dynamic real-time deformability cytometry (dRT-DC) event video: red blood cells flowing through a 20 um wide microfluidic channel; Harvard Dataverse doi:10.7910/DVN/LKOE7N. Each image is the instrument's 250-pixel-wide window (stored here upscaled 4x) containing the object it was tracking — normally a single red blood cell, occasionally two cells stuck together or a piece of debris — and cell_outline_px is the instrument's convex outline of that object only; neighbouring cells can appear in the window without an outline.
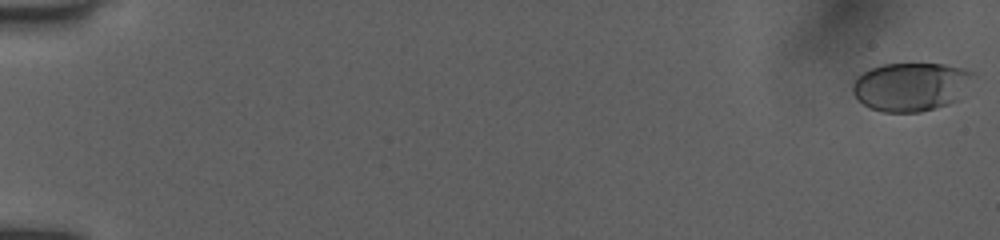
{"species": "human", "species_latin": "Homo sapiens", "temperature_condition": "room temperature", "stored_images_in_passage": 23, "camera_frame_rate_fps": 3000, "um_per_image_px": 0.085, "donor": {"sex": "female"}, "frame": {"image": 1, "passage_image": 1, "time_ms": 0.0, "image_size_px": [1000, 240], "cell_outline_px": [[976, 76], [956, 100], [948, 104], [936, 108], [920, 112], [884, 112], [868, 108], [852, 92], [852, 84], [864, 72], [872, 68], [884, 64], [944, 64], [964, 68], [972, 72]], "centroid_in_image_um": [77.45, 7.37], "position_along_channel_um": 7.6, "area_um2": 33.93}}
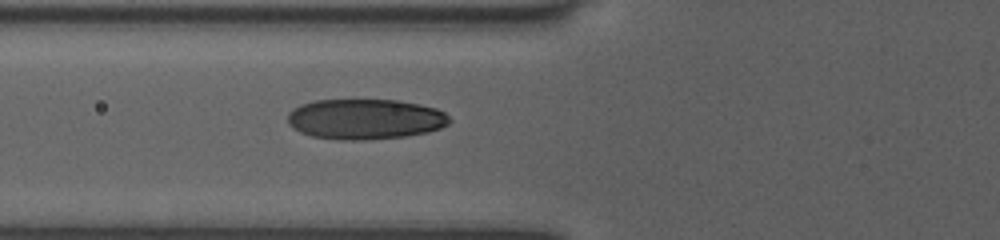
{"frame": {"image": 2, "passage_image": 16, "time_ms": 7.0, "image_size_px": [1000, 240], "cell_outline_px": [[452, 120], [448, 124], [440, 128], [428, 132], [404, 136], [364, 140], [336, 140], [312, 136], [300, 132], [292, 128], [288, 124], [288, 112], [292, 108], [300, 104], [316, 100], [400, 100], [420, 104], [436, 108], [444, 112]], "centroid_in_image_um": [31.02, 10.12], "position_along_channel_um": 94.8, "area_um2": 38.38}}
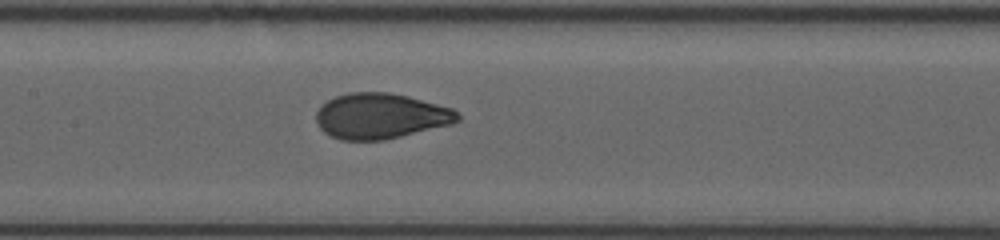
{"frame": {"image": 3, "passage_image": 23, "time_ms": 9.0, "image_size_px": [1000, 240], "cell_outline_px": [[460, 120], [452, 124], [384, 140], [340, 140], [324, 132], [316, 124], [316, 112], [320, 104], [336, 96], [348, 92], [388, 92], [408, 96], [452, 108], [460, 116]], "centroid_in_image_um": [32.32, 9.86], "position_along_channel_um": 175.1, "area_um2": 37.63}}